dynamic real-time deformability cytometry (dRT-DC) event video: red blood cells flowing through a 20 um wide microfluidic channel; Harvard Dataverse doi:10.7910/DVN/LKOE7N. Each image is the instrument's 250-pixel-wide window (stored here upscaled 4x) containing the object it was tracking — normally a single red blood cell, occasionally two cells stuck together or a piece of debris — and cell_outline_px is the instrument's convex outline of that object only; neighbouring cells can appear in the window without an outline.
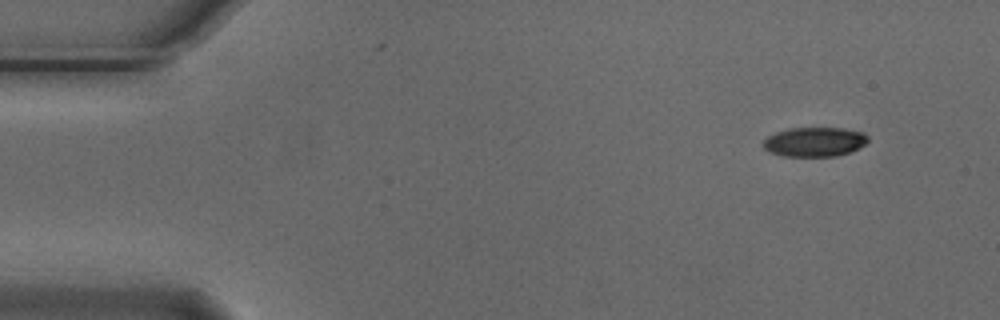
{"species": "Egyptian fruit bat (a non-hibernating species)", "species_latin": "Rousettus aegyptiacus", "temperature_condition": "cold", "stored_images_in_passage": 4, "camera_frame_rate_fps": 3000, "um_per_image_px": 0.085, "animal": {"sex": "male"}, "frame": {"image": 1, "passage_image": 1, "time_ms": 0.0, "image_size_px": [1000, 320], "cell_outline_px": [[868, 140], [864, 144], [848, 152], [836, 156], [780, 156], [768, 152], [764, 148], [764, 140], [768, 136], [776, 132], [792, 128], [844, 128], [864, 132], [868, 136]], "centroid_in_image_um": [69.22, 12.05], "position_along_channel_um": 15.8, "area_um2": 17.86}}
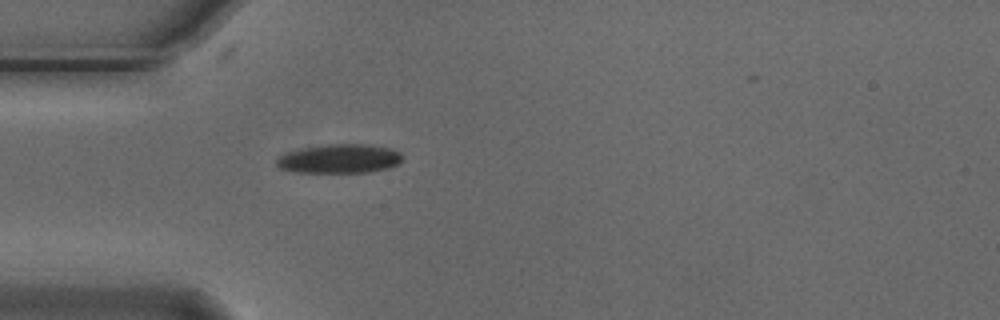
{"frame": {"image": 2, "passage_image": 4, "time_ms": 1.0, "image_size_px": [1000, 320], "cell_outline_px": [[404, 160], [388, 168], [368, 172], [296, 172], [280, 168], [276, 164], [276, 160], [280, 156], [288, 152], [304, 148], [328, 144], [368, 144], [392, 148], [400, 152], [404, 156]], "centroid_in_image_um": [28.92, 13.48], "position_along_channel_um": 56.1, "area_um2": 21.27}}